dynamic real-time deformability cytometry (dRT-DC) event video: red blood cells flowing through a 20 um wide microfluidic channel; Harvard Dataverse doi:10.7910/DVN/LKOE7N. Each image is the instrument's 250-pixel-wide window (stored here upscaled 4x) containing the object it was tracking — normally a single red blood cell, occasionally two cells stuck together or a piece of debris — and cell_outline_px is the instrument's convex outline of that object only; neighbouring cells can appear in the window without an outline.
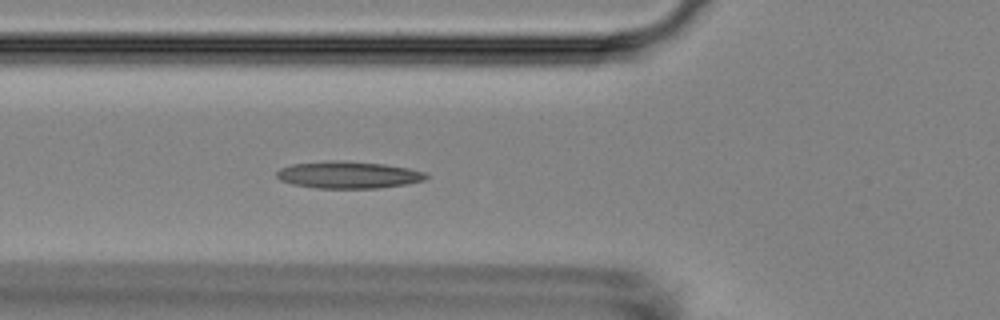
{"species": "Egyptian fruit bat (a non-hibernating species)", "species_latin": "Rousettus aegyptiacus", "temperature_condition": "room temperature", "stored_images_in_passage": 4, "camera_frame_rate_fps": 3000, "um_per_image_px": 0.085, "animal": {"sex": "female"}, "frame": {"image": 1, "passage_image": 4, "time_ms": 3.333, "image_size_px": [1000, 320], "cell_outline_px": [[428, 176], [424, 180], [404, 184], [380, 188], [316, 188], [292, 184], [280, 180], [276, 176], [276, 172], [280, 168], [292, 164], [332, 160], [384, 164], [408, 168], [424, 172]], "centroid_in_image_um": [29.57, 14.86], "position_along_channel_um": 96.2, "area_um2": 23.35}}